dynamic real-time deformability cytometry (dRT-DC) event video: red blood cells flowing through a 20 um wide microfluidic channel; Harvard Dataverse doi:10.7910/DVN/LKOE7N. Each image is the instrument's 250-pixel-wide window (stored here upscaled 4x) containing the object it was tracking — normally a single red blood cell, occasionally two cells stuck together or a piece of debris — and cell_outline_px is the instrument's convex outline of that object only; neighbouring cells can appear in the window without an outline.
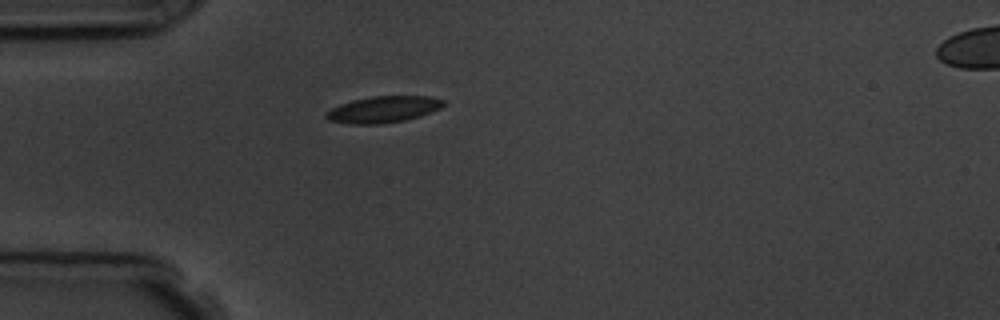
{"species": "common noctule bat (a hibernating species)", "species_latin": "Nyctalus noctula", "temperature_condition": "room temperature", "stored_images_in_passage": 1, "camera_frame_rate_fps": 3000, "um_per_image_px": 0.085, "animal": {"sex": "male", "body_mass_g": 19.5, "forearm_length_mm": 54.6}, "frame": {"image": 1, "passage_image": 1, "time_ms": 0.0, "image_size_px": [1000, 320], "cell_outline_px": [[444, 104], [440, 108], [420, 116], [404, 120], [380, 124], [352, 124], [328, 120], [324, 116], [324, 112], [340, 104], [352, 100], [372, 96], [428, 96], [444, 100]], "centroid_in_image_um": [32.54, 9.3], "position_along_channel_um": 52.5, "area_um2": 18.03}}